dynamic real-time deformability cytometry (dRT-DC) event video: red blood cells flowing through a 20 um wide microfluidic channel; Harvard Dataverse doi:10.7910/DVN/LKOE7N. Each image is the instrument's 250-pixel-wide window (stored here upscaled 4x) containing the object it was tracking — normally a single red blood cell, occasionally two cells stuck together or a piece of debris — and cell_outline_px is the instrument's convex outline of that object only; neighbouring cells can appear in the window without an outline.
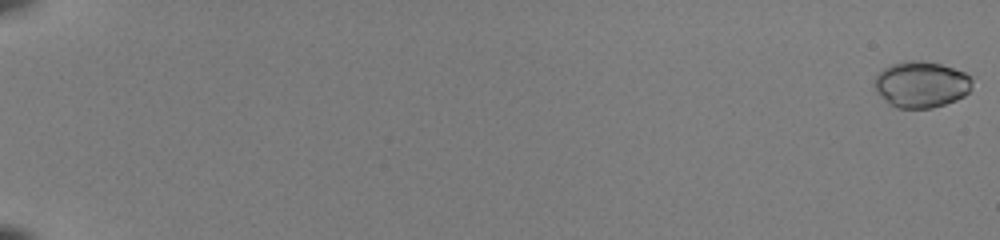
{"species": "common noctule bat (a hibernating species)", "species_latin": "Nyctalus noctula", "temperature_condition": "room temperature", "stored_images_in_passage": 10, "camera_frame_rate_fps": 3000, "um_per_image_px": 0.085, "animal": {"sex": "female", "body_mass_g": 22.0, "forearm_length_mm": 56.7}, "frame": {"image": 1, "passage_image": 1, "time_ms": 0.0, "image_size_px": [1000, 240], "cell_outline_px": [[972, 84], [968, 92], [964, 96], [956, 100], [932, 108], [896, 108], [888, 104], [876, 92], [876, 76], [884, 68], [892, 64], [904, 60], [924, 60], [940, 64], [964, 72], [972, 76]], "centroid_in_image_um": [78.31, 7.17], "position_along_channel_um": 6.7, "area_um2": 26.41}}